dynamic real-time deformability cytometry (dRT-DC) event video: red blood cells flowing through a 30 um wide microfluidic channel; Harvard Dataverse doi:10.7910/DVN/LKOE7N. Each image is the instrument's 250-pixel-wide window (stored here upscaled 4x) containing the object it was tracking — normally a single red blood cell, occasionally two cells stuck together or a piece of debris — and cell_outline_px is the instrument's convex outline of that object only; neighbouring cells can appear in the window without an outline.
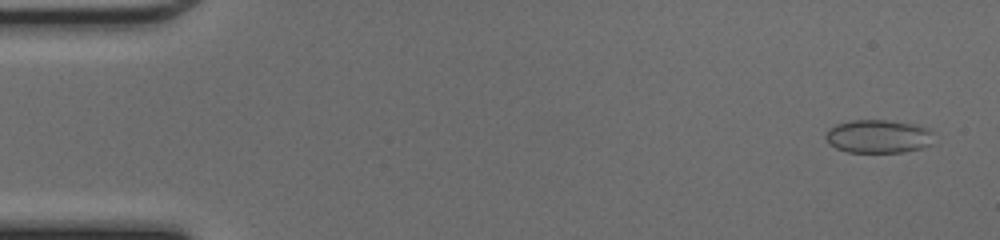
{"species": "common noctule bat (a hibernating species)", "species_latin": "Nyctalus noctula", "temperature_condition": "cold", "stored_images_in_passage": 49, "segment_of_instrument_passage": [1, 2], "camera_frame_rate_fps": 3000, "um_per_image_px": 0.085, "animal": {"sex": "female", "body_mass_g": 17.0, "forearm_length_mm": 48.0}, "frame": {"image": 1, "passage_image": 2, "time_ms": 0.333, "image_size_px": [1000, 240], "cell_outline_px": [[936, 132], [932, 144], [920, 148], [900, 152], [848, 152], [836, 148], [828, 144], [824, 136], [828, 128], [836, 124], [852, 120], [884, 120], [920, 124], [932, 128]], "centroid_in_image_um": [74.71, 11.58], "position_along_channel_um": 10.3, "area_um2": 21.56}}
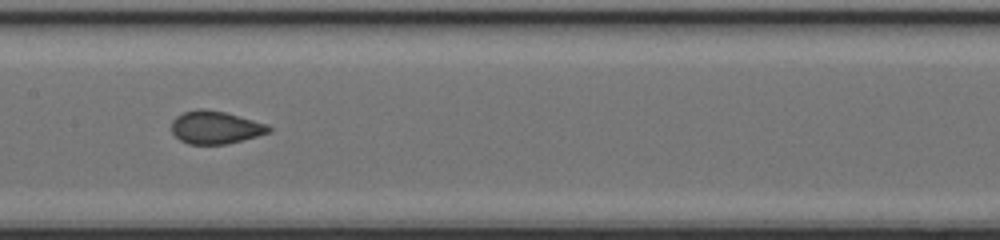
{"frame": {"image": 2, "passage_image": 24, "time_ms": 7.667, "image_size_px": [1000, 240], "cell_outline_px": [[272, 132], [228, 144], [188, 144], [180, 140], [172, 132], [172, 120], [176, 116], [184, 112], [196, 108], [200, 108], [224, 112], [268, 124], [272, 128]], "centroid_in_image_um": [18.32, 10.83], "position_along_channel_um": 189.1, "area_um2": 18.67}}
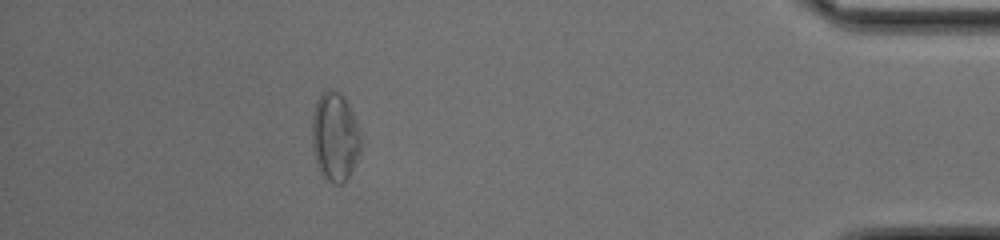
{"frame": {"image": 3, "passage_image": 43, "time_ms": 14.0, "image_size_px": [1000, 240], "cell_outline_px": [[360, 148], [356, 160], [348, 180], [344, 184], [332, 184], [320, 176], [316, 164], [312, 144], [312, 112], [316, 100], [320, 92], [328, 88], [332, 88], [340, 92], [344, 96], [356, 120], [360, 132]], "centroid_in_image_um": [28.44, 11.63], "position_along_channel_um": 406.8, "area_um2": 25.95}}